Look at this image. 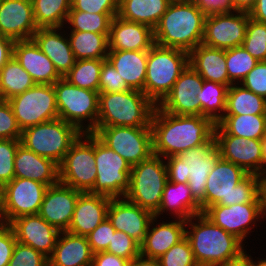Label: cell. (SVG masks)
I'll use <instances>...</instances> for the list:
<instances>
[{
    "label": "cell",
    "mask_w": 266,
    "mask_h": 266,
    "mask_svg": "<svg viewBox=\"0 0 266 266\" xmlns=\"http://www.w3.org/2000/svg\"><path fill=\"white\" fill-rule=\"evenodd\" d=\"M111 198L100 194L82 192L76 202L68 232L87 236L107 218Z\"/></svg>",
    "instance_id": "28"
},
{
    "label": "cell",
    "mask_w": 266,
    "mask_h": 266,
    "mask_svg": "<svg viewBox=\"0 0 266 266\" xmlns=\"http://www.w3.org/2000/svg\"><path fill=\"white\" fill-rule=\"evenodd\" d=\"M81 193L61 182L48 186L38 214L60 232L67 231Z\"/></svg>",
    "instance_id": "19"
},
{
    "label": "cell",
    "mask_w": 266,
    "mask_h": 266,
    "mask_svg": "<svg viewBox=\"0 0 266 266\" xmlns=\"http://www.w3.org/2000/svg\"><path fill=\"white\" fill-rule=\"evenodd\" d=\"M58 167L59 182L81 192H89L97 175L95 134L81 133Z\"/></svg>",
    "instance_id": "11"
},
{
    "label": "cell",
    "mask_w": 266,
    "mask_h": 266,
    "mask_svg": "<svg viewBox=\"0 0 266 266\" xmlns=\"http://www.w3.org/2000/svg\"><path fill=\"white\" fill-rule=\"evenodd\" d=\"M167 181L164 158L152 154L148 159L132 166L130 188L125 198L155 214L160 207Z\"/></svg>",
    "instance_id": "9"
},
{
    "label": "cell",
    "mask_w": 266,
    "mask_h": 266,
    "mask_svg": "<svg viewBox=\"0 0 266 266\" xmlns=\"http://www.w3.org/2000/svg\"><path fill=\"white\" fill-rule=\"evenodd\" d=\"M185 237L198 266L221 265L239 257L248 246L235 235L214 224L203 213L186 221Z\"/></svg>",
    "instance_id": "4"
},
{
    "label": "cell",
    "mask_w": 266,
    "mask_h": 266,
    "mask_svg": "<svg viewBox=\"0 0 266 266\" xmlns=\"http://www.w3.org/2000/svg\"><path fill=\"white\" fill-rule=\"evenodd\" d=\"M252 265L253 266H266V258L257 257V259L255 260L252 257Z\"/></svg>",
    "instance_id": "65"
},
{
    "label": "cell",
    "mask_w": 266,
    "mask_h": 266,
    "mask_svg": "<svg viewBox=\"0 0 266 266\" xmlns=\"http://www.w3.org/2000/svg\"><path fill=\"white\" fill-rule=\"evenodd\" d=\"M36 83L12 56L0 70V99L10 98L22 94Z\"/></svg>",
    "instance_id": "38"
},
{
    "label": "cell",
    "mask_w": 266,
    "mask_h": 266,
    "mask_svg": "<svg viewBox=\"0 0 266 266\" xmlns=\"http://www.w3.org/2000/svg\"><path fill=\"white\" fill-rule=\"evenodd\" d=\"M115 228L111 222L106 218L102 221L91 233L86 237L93 253L106 251Z\"/></svg>",
    "instance_id": "51"
},
{
    "label": "cell",
    "mask_w": 266,
    "mask_h": 266,
    "mask_svg": "<svg viewBox=\"0 0 266 266\" xmlns=\"http://www.w3.org/2000/svg\"><path fill=\"white\" fill-rule=\"evenodd\" d=\"M38 28L64 27L71 0H31Z\"/></svg>",
    "instance_id": "40"
},
{
    "label": "cell",
    "mask_w": 266,
    "mask_h": 266,
    "mask_svg": "<svg viewBox=\"0 0 266 266\" xmlns=\"http://www.w3.org/2000/svg\"><path fill=\"white\" fill-rule=\"evenodd\" d=\"M203 214L226 232L235 235L244 244L248 243L245 241L251 238V233L255 232V227L257 230V227L265 222L262 203H243L229 206L215 204L208 207Z\"/></svg>",
    "instance_id": "15"
},
{
    "label": "cell",
    "mask_w": 266,
    "mask_h": 266,
    "mask_svg": "<svg viewBox=\"0 0 266 266\" xmlns=\"http://www.w3.org/2000/svg\"><path fill=\"white\" fill-rule=\"evenodd\" d=\"M170 3L169 0H119L117 16L154 29Z\"/></svg>",
    "instance_id": "34"
},
{
    "label": "cell",
    "mask_w": 266,
    "mask_h": 266,
    "mask_svg": "<svg viewBox=\"0 0 266 266\" xmlns=\"http://www.w3.org/2000/svg\"><path fill=\"white\" fill-rule=\"evenodd\" d=\"M20 140L0 139V185L14 178V159Z\"/></svg>",
    "instance_id": "46"
},
{
    "label": "cell",
    "mask_w": 266,
    "mask_h": 266,
    "mask_svg": "<svg viewBox=\"0 0 266 266\" xmlns=\"http://www.w3.org/2000/svg\"><path fill=\"white\" fill-rule=\"evenodd\" d=\"M22 130L18 126L11 105L0 99V139L20 140Z\"/></svg>",
    "instance_id": "50"
},
{
    "label": "cell",
    "mask_w": 266,
    "mask_h": 266,
    "mask_svg": "<svg viewBox=\"0 0 266 266\" xmlns=\"http://www.w3.org/2000/svg\"><path fill=\"white\" fill-rule=\"evenodd\" d=\"M132 90L128 84L121 78L115 68L106 59L102 64V70L99 79V93L106 92H124Z\"/></svg>",
    "instance_id": "49"
},
{
    "label": "cell",
    "mask_w": 266,
    "mask_h": 266,
    "mask_svg": "<svg viewBox=\"0 0 266 266\" xmlns=\"http://www.w3.org/2000/svg\"><path fill=\"white\" fill-rule=\"evenodd\" d=\"M53 87L59 118L81 133H93L97 126L99 92L76 87L64 78Z\"/></svg>",
    "instance_id": "8"
},
{
    "label": "cell",
    "mask_w": 266,
    "mask_h": 266,
    "mask_svg": "<svg viewBox=\"0 0 266 266\" xmlns=\"http://www.w3.org/2000/svg\"><path fill=\"white\" fill-rule=\"evenodd\" d=\"M242 46L226 49V64L229 81L240 84L245 76L258 64Z\"/></svg>",
    "instance_id": "43"
},
{
    "label": "cell",
    "mask_w": 266,
    "mask_h": 266,
    "mask_svg": "<svg viewBox=\"0 0 266 266\" xmlns=\"http://www.w3.org/2000/svg\"><path fill=\"white\" fill-rule=\"evenodd\" d=\"M119 0H71L70 11L118 13Z\"/></svg>",
    "instance_id": "53"
},
{
    "label": "cell",
    "mask_w": 266,
    "mask_h": 266,
    "mask_svg": "<svg viewBox=\"0 0 266 266\" xmlns=\"http://www.w3.org/2000/svg\"><path fill=\"white\" fill-rule=\"evenodd\" d=\"M32 39L64 78L76 61L64 27L38 28Z\"/></svg>",
    "instance_id": "26"
},
{
    "label": "cell",
    "mask_w": 266,
    "mask_h": 266,
    "mask_svg": "<svg viewBox=\"0 0 266 266\" xmlns=\"http://www.w3.org/2000/svg\"><path fill=\"white\" fill-rule=\"evenodd\" d=\"M154 31L145 24L112 18L108 36V50H149L154 45Z\"/></svg>",
    "instance_id": "27"
},
{
    "label": "cell",
    "mask_w": 266,
    "mask_h": 266,
    "mask_svg": "<svg viewBox=\"0 0 266 266\" xmlns=\"http://www.w3.org/2000/svg\"><path fill=\"white\" fill-rule=\"evenodd\" d=\"M14 42L13 39L0 35V70L13 56Z\"/></svg>",
    "instance_id": "57"
},
{
    "label": "cell",
    "mask_w": 266,
    "mask_h": 266,
    "mask_svg": "<svg viewBox=\"0 0 266 266\" xmlns=\"http://www.w3.org/2000/svg\"><path fill=\"white\" fill-rule=\"evenodd\" d=\"M170 2L180 1V0H169Z\"/></svg>",
    "instance_id": "66"
},
{
    "label": "cell",
    "mask_w": 266,
    "mask_h": 266,
    "mask_svg": "<svg viewBox=\"0 0 266 266\" xmlns=\"http://www.w3.org/2000/svg\"><path fill=\"white\" fill-rule=\"evenodd\" d=\"M80 134L75 126L56 118L24 129L20 141L27 149L59 165Z\"/></svg>",
    "instance_id": "10"
},
{
    "label": "cell",
    "mask_w": 266,
    "mask_h": 266,
    "mask_svg": "<svg viewBox=\"0 0 266 266\" xmlns=\"http://www.w3.org/2000/svg\"><path fill=\"white\" fill-rule=\"evenodd\" d=\"M8 266H48V258L31 246L16 241Z\"/></svg>",
    "instance_id": "48"
},
{
    "label": "cell",
    "mask_w": 266,
    "mask_h": 266,
    "mask_svg": "<svg viewBox=\"0 0 266 266\" xmlns=\"http://www.w3.org/2000/svg\"><path fill=\"white\" fill-rule=\"evenodd\" d=\"M118 13H89L69 11L64 28L70 31L94 32L109 36L112 18Z\"/></svg>",
    "instance_id": "41"
},
{
    "label": "cell",
    "mask_w": 266,
    "mask_h": 266,
    "mask_svg": "<svg viewBox=\"0 0 266 266\" xmlns=\"http://www.w3.org/2000/svg\"><path fill=\"white\" fill-rule=\"evenodd\" d=\"M156 105L141 91L99 93L96 127H151Z\"/></svg>",
    "instance_id": "6"
},
{
    "label": "cell",
    "mask_w": 266,
    "mask_h": 266,
    "mask_svg": "<svg viewBox=\"0 0 266 266\" xmlns=\"http://www.w3.org/2000/svg\"><path fill=\"white\" fill-rule=\"evenodd\" d=\"M256 0H230V10L248 12L254 7Z\"/></svg>",
    "instance_id": "60"
},
{
    "label": "cell",
    "mask_w": 266,
    "mask_h": 266,
    "mask_svg": "<svg viewBox=\"0 0 266 266\" xmlns=\"http://www.w3.org/2000/svg\"><path fill=\"white\" fill-rule=\"evenodd\" d=\"M189 65V53L154 44L148 50L144 94L158 105Z\"/></svg>",
    "instance_id": "7"
},
{
    "label": "cell",
    "mask_w": 266,
    "mask_h": 266,
    "mask_svg": "<svg viewBox=\"0 0 266 266\" xmlns=\"http://www.w3.org/2000/svg\"><path fill=\"white\" fill-rule=\"evenodd\" d=\"M251 19L266 23V0H256L254 7L249 11Z\"/></svg>",
    "instance_id": "58"
},
{
    "label": "cell",
    "mask_w": 266,
    "mask_h": 266,
    "mask_svg": "<svg viewBox=\"0 0 266 266\" xmlns=\"http://www.w3.org/2000/svg\"><path fill=\"white\" fill-rule=\"evenodd\" d=\"M107 218L117 231L125 232L141 244L154 214L124 198H111Z\"/></svg>",
    "instance_id": "22"
},
{
    "label": "cell",
    "mask_w": 266,
    "mask_h": 266,
    "mask_svg": "<svg viewBox=\"0 0 266 266\" xmlns=\"http://www.w3.org/2000/svg\"><path fill=\"white\" fill-rule=\"evenodd\" d=\"M261 182L260 175L220 157L207 177L205 210L215 204L262 203Z\"/></svg>",
    "instance_id": "3"
},
{
    "label": "cell",
    "mask_w": 266,
    "mask_h": 266,
    "mask_svg": "<svg viewBox=\"0 0 266 266\" xmlns=\"http://www.w3.org/2000/svg\"><path fill=\"white\" fill-rule=\"evenodd\" d=\"M261 196H262L263 218L265 220L266 219V177L262 178Z\"/></svg>",
    "instance_id": "63"
},
{
    "label": "cell",
    "mask_w": 266,
    "mask_h": 266,
    "mask_svg": "<svg viewBox=\"0 0 266 266\" xmlns=\"http://www.w3.org/2000/svg\"><path fill=\"white\" fill-rule=\"evenodd\" d=\"M106 59L76 60L71 70L64 76L76 87L99 92L102 64Z\"/></svg>",
    "instance_id": "42"
},
{
    "label": "cell",
    "mask_w": 266,
    "mask_h": 266,
    "mask_svg": "<svg viewBox=\"0 0 266 266\" xmlns=\"http://www.w3.org/2000/svg\"><path fill=\"white\" fill-rule=\"evenodd\" d=\"M93 255L86 236L61 231L48 266H91Z\"/></svg>",
    "instance_id": "31"
},
{
    "label": "cell",
    "mask_w": 266,
    "mask_h": 266,
    "mask_svg": "<svg viewBox=\"0 0 266 266\" xmlns=\"http://www.w3.org/2000/svg\"><path fill=\"white\" fill-rule=\"evenodd\" d=\"M220 153L215 136L205 144L164 158L169 182L188 183L193 197L200 203L202 213L205 211L206 181L214 168Z\"/></svg>",
    "instance_id": "5"
},
{
    "label": "cell",
    "mask_w": 266,
    "mask_h": 266,
    "mask_svg": "<svg viewBox=\"0 0 266 266\" xmlns=\"http://www.w3.org/2000/svg\"><path fill=\"white\" fill-rule=\"evenodd\" d=\"M207 13L193 0L171 2L154 31V43L189 53L202 44Z\"/></svg>",
    "instance_id": "2"
},
{
    "label": "cell",
    "mask_w": 266,
    "mask_h": 266,
    "mask_svg": "<svg viewBox=\"0 0 266 266\" xmlns=\"http://www.w3.org/2000/svg\"><path fill=\"white\" fill-rule=\"evenodd\" d=\"M158 259L161 266H198L186 237L172 246Z\"/></svg>",
    "instance_id": "45"
},
{
    "label": "cell",
    "mask_w": 266,
    "mask_h": 266,
    "mask_svg": "<svg viewBox=\"0 0 266 266\" xmlns=\"http://www.w3.org/2000/svg\"><path fill=\"white\" fill-rule=\"evenodd\" d=\"M16 237L9 225L0 227V266H8L13 255Z\"/></svg>",
    "instance_id": "54"
},
{
    "label": "cell",
    "mask_w": 266,
    "mask_h": 266,
    "mask_svg": "<svg viewBox=\"0 0 266 266\" xmlns=\"http://www.w3.org/2000/svg\"><path fill=\"white\" fill-rule=\"evenodd\" d=\"M13 57L36 84L53 85L62 78L33 39L15 41Z\"/></svg>",
    "instance_id": "25"
},
{
    "label": "cell",
    "mask_w": 266,
    "mask_h": 266,
    "mask_svg": "<svg viewBox=\"0 0 266 266\" xmlns=\"http://www.w3.org/2000/svg\"><path fill=\"white\" fill-rule=\"evenodd\" d=\"M162 219L154 217L151 220L145 239L140 244V255L158 259L185 237V220L166 219L165 222Z\"/></svg>",
    "instance_id": "24"
},
{
    "label": "cell",
    "mask_w": 266,
    "mask_h": 266,
    "mask_svg": "<svg viewBox=\"0 0 266 266\" xmlns=\"http://www.w3.org/2000/svg\"><path fill=\"white\" fill-rule=\"evenodd\" d=\"M189 66H191L203 80L212 81L230 87L226 49L211 48L203 44L189 52Z\"/></svg>",
    "instance_id": "32"
},
{
    "label": "cell",
    "mask_w": 266,
    "mask_h": 266,
    "mask_svg": "<svg viewBox=\"0 0 266 266\" xmlns=\"http://www.w3.org/2000/svg\"><path fill=\"white\" fill-rule=\"evenodd\" d=\"M14 177L52 186L59 182V167L53 160L37 155L20 143L14 159Z\"/></svg>",
    "instance_id": "29"
},
{
    "label": "cell",
    "mask_w": 266,
    "mask_h": 266,
    "mask_svg": "<svg viewBox=\"0 0 266 266\" xmlns=\"http://www.w3.org/2000/svg\"><path fill=\"white\" fill-rule=\"evenodd\" d=\"M240 84L266 99V61H259Z\"/></svg>",
    "instance_id": "52"
},
{
    "label": "cell",
    "mask_w": 266,
    "mask_h": 266,
    "mask_svg": "<svg viewBox=\"0 0 266 266\" xmlns=\"http://www.w3.org/2000/svg\"><path fill=\"white\" fill-rule=\"evenodd\" d=\"M206 13L230 10V0H193Z\"/></svg>",
    "instance_id": "56"
},
{
    "label": "cell",
    "mask_w": 266,
    "mask_h": 266,
    "mask_svg": "<svg viewBox=\"0 0 266 266\" xmlns=\"http://www.w3.org/2000/svg\"><path fill=\"white\" fill-rule=\"evenodd\" d=\"M91 266H129V260L101 251L94 253Z\"/></svg>",
    "instance_id": "55"
},
{
    "label": "cell",
    "mask_w": 266,
    "mask_h": 266,
    "mask_svg": "<svg viewBox=\"0 0 266 266\" xmlns=\"http://www.w3.org/2000/svg\"><path fill=\"white\" fill-rule=\"evenodd\" d=\"M220 157L262 177V141L229 134H214Z\"/></svg>",
    "instance_id": "20"
},
{
    "label": "cell",
    "mask_w": 266,
    "mask_h": 266,
    "mask_svg": "<svg viewBox=\"0 0 266 266\" xmlns=\"http://www.w3.org/2000/svg\"><path fill=\"white\" fill-rule=\"evenodd\" d=\"M46 184L26 178L14 177L4 186V210L7 225L17 217L38 214Z\"/></svg>",
    "instance_id": "17"
},
{
    "label": "cell",
    "mask_w": 266,
    "mask_h": 266,
    "mask_svg": "<svg viewBox=\"0 0 266 266\" xmlns=\"http://www.w3.org/2000/svg\"><path fill=\"white\" fill-rule=\"evenodd\" d=\"M93 133L131 166L153 154L151 127H96Z\"/></svg>",
    "instance_id": "14"
},
{
    "label": "cell",
    "mask_w": 266,
    "mask_h": 266,
    "mask_svg": "<svg viewBox=\"0 0 266 266\" xmlns=\"http://www.w3.org/2000/svg\"><path fill=\"white\" fill-rule=\"evenodd\" d=\"M202 213L200 203L193 197L188 183L167 181L158 211L154 217L165 218L167 214L173 219L187 221L192 216ZM170 214V215H169ZM163 215V216H161Z\"/></svg>",
    "instance_id": "30"
},
{
    "label": "cell",
    "mask_w": 266,
    "mask_h": 266,
    "mask_svg": "<svg viewBox=\"0 0 266 266\" xmlns=\"http://www.w3.org/2000/svg\"><path fill=\"white\" fill-rule=\"evenodd\" d=\"M7 101L22 131L59 118L55 90L50 84H35Z\"/></svg>",
    "instance_id": "13"
},
{
    "label": "cell",
    "mask_w": 266,
    "mask_h": 266,
    "mask_svg": "<svg viewBox=\"0 0 266 266\" xmlns=\"http://www.w3.org/2000/svg\"><path fill=\"white\" fill-rule=\"evenodd\" d=\"M38 27L31 0H3L0 6V35L14 41L32 39Z\"/></svg>",
    "instance_id": "23"
},
{
    "label": "cell",
    "mask_w": 266,
    "mask_h": 266,
    "mask_svg": "<svg viewBox=\"0 0 266 266\" xmlns=\"http://www.w3.org/2000/svg\"><path fill=\"white\" fill-rule=\"evenodd\" d=\"M106 252L131 261L140 255V244L125 232L115 230Z\"/></svg>",
    "instance_id": "47"
},
{
    "label": "cell",
    "mask_w": 266,
    "mask_h": 266,
    "mask_svg": "<svg viewBox=\"0 0 266 266\" xmlns=\"http://www.w3.org/2000/svg\"><path fill=\"white\" fill-rule=\"evenodd\" d=\"M248 12L219 11L207 13L202 44L211 48L230 49L244 42Z\"/></svg>",
    "instance_id": "16"
},
{
    "label": "cell",
    "mask_w": 266,
    "mask_h": 266,
    "mask_svg": "<svg viewBox=\"0 0 266 266\" xmlns=\"http://www.w3.org/2000/svg\"><path fill=\"white\" fill-rule=\"evenodd\" d=\"M65 30L76 60L107 59L108 37L105 34Z\"/></svg>",
    "instance_id": "37"
},
{
    "label": "cell",
    "mask_w": 266,
    "mask_h": 266,
    "mask_svg": "<svg viewBox=\"0 0 266 266\" xmlns=\"http://www.w3.org/2000/svg\"><path fill=\"white\" fill-rule=\"evenodd\" d=\"M218 266H253L252 255L251 253L249 255V250L247 252L246 248V251H244L239 257L226 261L225 263Z\"/></svg>",
    "instance_id": "59"
},
{
    "label": "cell",
    "mask_w": 266,
    "mask_h": 266,
    "mask_svg": "<svg viewBox=\"0 0 266 266\" xmlns=\"http://www.w3.org/2000/svg\"><path fill=\"white\" fill-rule=\"evenodd\" d=\"M228 86L204 80L197 92L201 115L210 118L215 124L224 116Z\"/></svg>",
    "instance_id": "39"
},
{
    "label": "cell",
    "mask_w": 266,
    "mask_h": 266,
    "mask_svg": "<svg viewBox=\"0 0 266 266\" xmlns=\"http://www.w3.org/2000/svg\"><path fill=\"white\" fill-rule=\"evenodd\" d=\"M241 46L258 61H266V23L250 18Z\"/></svg>",
    "instance_id": "44"
},
{
    "label": "cell",
    "mask_w": 266,
    "mask_h": 266,
    "mask_svg": "<svg viewBox=\"0 0 266 266\" xmlns=\"http://www.w3.org/2000/svg\"><path fill=\"white\" fill-rule=\"evenodd\" d=\"M129 266H161L159 259L147 258L139 255L129 261Z\"/></svg>",
    "instance_id": "61"
},
{
    "label": "cell",
    "mask_w": 266,
    "mask_h": 266,
    "mask_svg": "<svg viewBox=\"0 0 266 266\" xmlns=\"http://www.w3.org/2000/svg\"><path fill=\"white\" fill-rule=\"evenodd\" d=\"M215 123L202 115H174L157 105L151 119L153 154L168 158L205 144Z\"/></svg>",
    "instance_id": "1"
},
{
    "label": "cell",
    "mask_w": 266,
    "mask_h": 266,
    "mask_svg": "<svg viewBox=\"0 0 266 266\" xmlns=\"http://www.w3.org/2000/svg\"><path fill=\"white\" fill-rule=\"evenodd\" d=\"M262 141V178L266 177V134L261 139Z\"/></svg>",
    "instance_id": "64"
},
{
    "label": "cell",
    "mask_w": 266,
    "mask_h": 266,
    "mask_svg": "<svg viewBox=\"0 0 266 266\" xmlns=\"http://www.w3.org/2000/svg\"><path fill=\"white\" fill-rule=\"evenodd\" d=\"M5 225H7V220L4 210V186L0 185V227Z\"/></svg>",
    "instance_id": "62"
},
{
    "label": "cell",
    "mask_w": 266,
    "mask_h": 266,
    "mask_svg": "<svg viewBox=\"0 0 266 266\" xmlns=\"http://www.w3.org/2000/svg\"><path fill=\"white\" fill-rule=\"evenodd\" d=\"M224 115H266V99L241 84H232L227 91Z\"/></svg>",
    "instance_id": "36"
},
{
    "label": "cell",
    "mask_w": 266,
    "mask_h": 266,
    "mask_svg": "<svg viewBox=\"0 0 266 266\" xmlns=\"http://www.w3.org/2000/svg\"><path fill=\"white\" fill-rule=\"evenodd\" d=\"M148 50H109L107 60L133 90L144 93Z\"/></svg>",
    "instance_id": "33"
},
{
    "label": "cell",
    "mask_w": 266,
    "mask_h": 266,
    "mask_svg": "<svg viewBox=\"0 0 266 266\" xmlns=\"http://www.w3.org/2000/svg\"><path fill=\"white\" fill-rule=\"evenodd\" d=\"M202 77L191 67L180 74L173 88L157 105L161 110L174 115H201L197 92L203 85Z\"/></svg>",
    "instance_id": "18"
},
{
    "label": "cell",
    "mask_w": 266,
    "mask_h": 266,
    "mask_svg": "<svg viewBox=\"0 0 266 266\" xmlns=\"http://www.w3.org/2000/svg\"><path fill=\"white\" fill-rule=\"evenodd\" d=\"M8 225L13 229L16 241L31 246L47 258L52 255L60 231L39 214L17 217Z\"/></svg>",
    "instance_id": "21"
},
{
    "label": "cell",
    "mask_w": 266,
    "mask_h": 266,
    "mask_svg": "<svg viewBox=\"0 0 266 266\" xmlns=\"http://www.w3.org/2000/svg\"><path fill=\"white\" fill-rule=\"evenodd\" d=\"M95 166L97 168L96 180L89 193L110 198H124L130 188L132 166L118 153L107 147L96 135Z\"/></svg>",
    "instance_id": "12"
},
{
    "label": "cell",
    "mask_w": 266,
    "mask_h": 266,
    "mask_svg": "<svg viewBox=\"0 0 266 266\" xmlns=\"http://www.w3.org/2000/svg\"><path fill=\"white\" fill-rule=\"evenodd\" d=\"M214 134L261 140L266 134V115H224L216 123Z\"/></svg>",
    "instance_id": "35"
}]
</instances>
